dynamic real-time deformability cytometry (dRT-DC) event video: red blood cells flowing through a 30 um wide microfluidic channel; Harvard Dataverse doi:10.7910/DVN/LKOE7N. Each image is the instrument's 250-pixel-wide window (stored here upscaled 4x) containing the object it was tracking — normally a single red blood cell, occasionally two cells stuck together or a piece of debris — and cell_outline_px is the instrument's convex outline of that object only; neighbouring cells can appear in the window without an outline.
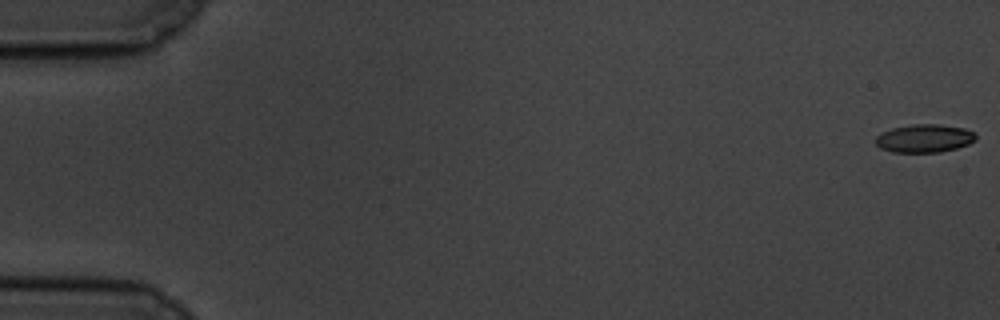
{"species": "common noctule bat (a hibernating species)", "species_latin": "Nyctalus noctula", "temperature_condition": "cold", "stored_images_in_passage": 16, "camera_frame_rate_fps": 3000, "um_per_image_px": 0.085, "animal": {"sex": "male", "body_mass_g": 19.5, "forearm_length_mm": 54.6}, "frame": {"image": 1, "passage_image": 1, "time_ms": 0.0, "image_size_px": [1000, 320], "cell_outline_px": [[976, 140], [968, 144], [956, 148], [940, 152], [892, 152], [880, 148], [876, 144], [876, 136], [892, 128], [912, 124], [936, 124], [964, 128], [976, 132]], "centroid_in_image_um": [78.59, 11.76], "position_along_channel_um": 6.4, "area_um2": 16.42}}
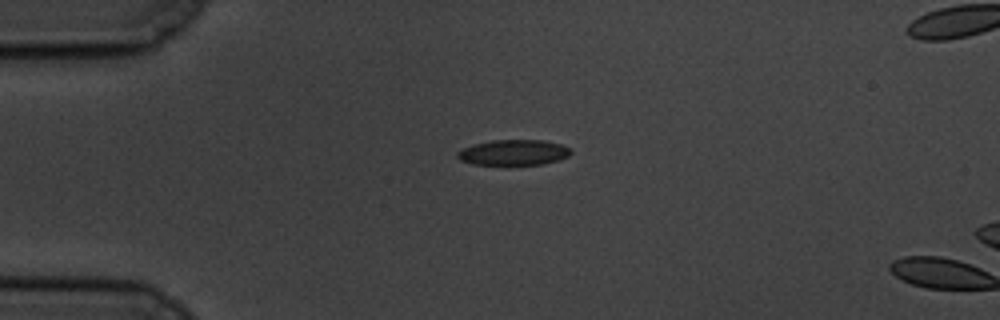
{"frame": {"image": 2, "passage_image": 15, "time_ms": 4.667, "image_size_px": [1000, 320], "cell_outline_px": [[572, 152], [568, 156], [560, 160], [544, 164], [472, 164], [460, 160], [456, 156], [456, 152], [472, 144], [492, 140], [544, 140], [560, 144], [568, 148]], "centroid_in_image_um": [43.64, 12.95], "position_along_channel_um": 41.4, "area_um2": 16.82}}